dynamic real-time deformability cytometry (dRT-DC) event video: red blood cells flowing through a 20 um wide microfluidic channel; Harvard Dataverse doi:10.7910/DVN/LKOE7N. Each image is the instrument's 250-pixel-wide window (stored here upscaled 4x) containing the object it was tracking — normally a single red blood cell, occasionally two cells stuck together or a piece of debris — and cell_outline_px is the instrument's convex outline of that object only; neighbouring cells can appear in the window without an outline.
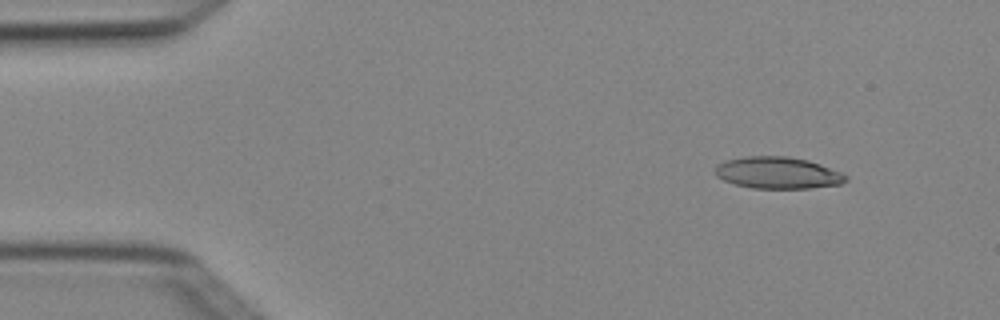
{"species": "Egyptian fruit bat (a non-hibernating species)", "species_latin": "Rousettus aegyptiacus", "temperature_condition": "cold", "stored_images_in_passage": 5, "camera_frame_rate_fps": 3000, "um_per_image_px": 0.085, "animal": {"sex": "female"}, "frame": {"image": 1, "passage_image": 2, "time_ms": 0.333, "image_size_px": [1000, 320], "cell_outline_px": [[848, 180], [840, 184], [812, 188], [752, 188], [736, 184], [724, 180], [716, 176], [716, 164], [728, 160], [744, 156], [788, 156], [808, 160], [820, 164], [840, 172], [848, 176]], "centroid_in_image_um": [66.12, 14.68], "position_along_channel_um": 18.9, "area_um2": 24.1}}
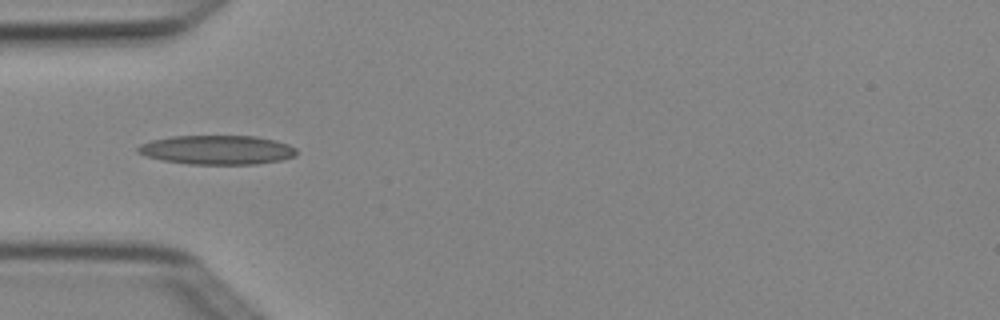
{"frame": {"image": 2, "passage_image": 5, "time_ms": 1.333, "image_size_px": [1000, 320], "cell_outline_px": [[296, 156], [284, 160], [256, 164], [188, 164], [164, 160], [148, 156], [136, 152], [136, 148], [140, 144], [152, 140], [172, 136], [256, 136], [288, 144], [296, 148]], "centroid_in_image_um": [18.47, 12.74], "position_along_channel_um": 66.5, "area_um2": 26.93}}